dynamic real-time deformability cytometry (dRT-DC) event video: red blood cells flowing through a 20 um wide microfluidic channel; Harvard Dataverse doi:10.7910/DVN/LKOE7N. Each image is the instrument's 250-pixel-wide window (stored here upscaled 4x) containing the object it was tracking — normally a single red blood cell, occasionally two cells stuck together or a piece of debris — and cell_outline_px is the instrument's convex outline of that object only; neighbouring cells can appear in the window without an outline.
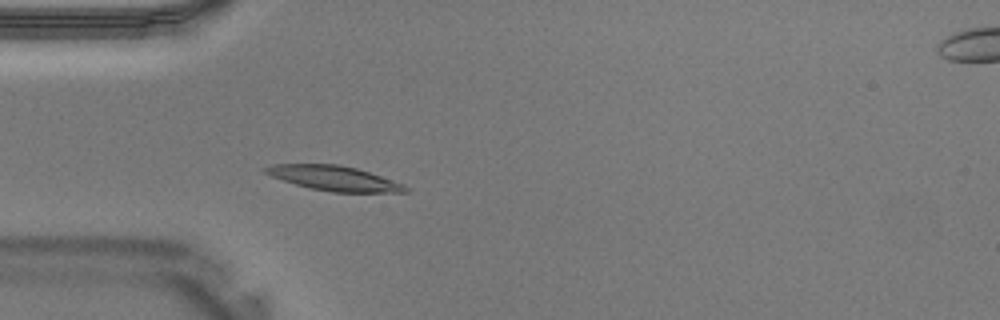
{"species": "Egyptian fruit bat (a non-hibernating species)", "species_latin": "Rousettus aegyptiacus", "temperature_condition": "warm", "stored_images_in_passage": 30, "segment_of_instrument_passage": [1, 2], "camera_frame_rate_fps": 3000, "um_per_image_px": 0.085, "animal": {"sex": "male"}, "frame": {"image": 1, "passage_image": 1, "time_ms": 0.0, "image_size_px": [1000, 320], "cell_outline_px": [[408, 192], [332, 192], [308, 188], [272, 176], [264, 172], [260, 168], [272, 164], [336, 164], [356, 168], [404, 184], [408, 188]], "centroid_in_image_um": [28.36, 15.15], "position_along_channel_um": 56.6, "area_um2": 20.06}}